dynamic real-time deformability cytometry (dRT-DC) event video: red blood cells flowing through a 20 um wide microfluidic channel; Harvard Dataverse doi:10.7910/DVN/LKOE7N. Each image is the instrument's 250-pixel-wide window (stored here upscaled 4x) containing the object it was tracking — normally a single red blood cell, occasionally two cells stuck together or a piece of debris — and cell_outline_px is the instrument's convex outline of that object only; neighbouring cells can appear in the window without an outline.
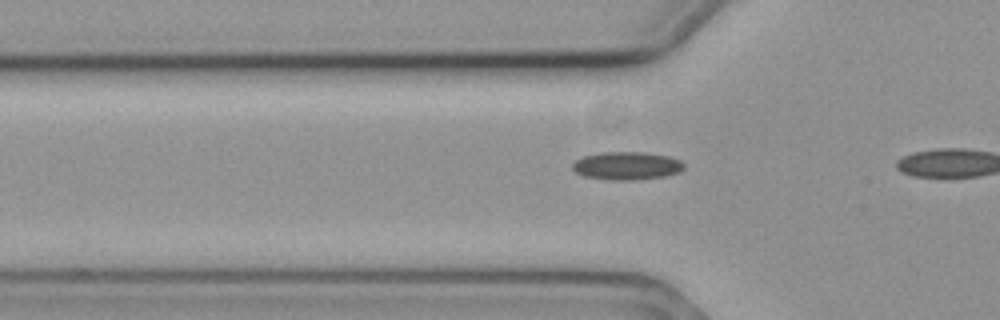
{"species": "common noctule bat (a hibernating species)", "species_latin": "Nyctalus noctula", "temperature_condition": "cold", "stored_images_in_passage": 6, "camera_frame_rate_fps": 3000, "um_per_image_px": 0.085, "animal": {"sex": "female", "body_mass_g": 19.3, "forearm_length_mm": 54.1}, "frame": {"image": 1, "passage_image": 4, "time_ms": 1.0, "image_size_px": [1000, 320], "cell_outline_px": [[684, 168], [680, 172], [664, 176], [632, 180], [612, 180], [584, 176], [576, 172], [572, 168], [572, 164], [576, 160], [584, 156], [600, 152], [644, 152], [668, 156], [680, 160], [684, 164]], "centroid_in_image_um": [53.28, 14.08], "position_along_channel_um": 72.5, "area_um2": 18.15}}